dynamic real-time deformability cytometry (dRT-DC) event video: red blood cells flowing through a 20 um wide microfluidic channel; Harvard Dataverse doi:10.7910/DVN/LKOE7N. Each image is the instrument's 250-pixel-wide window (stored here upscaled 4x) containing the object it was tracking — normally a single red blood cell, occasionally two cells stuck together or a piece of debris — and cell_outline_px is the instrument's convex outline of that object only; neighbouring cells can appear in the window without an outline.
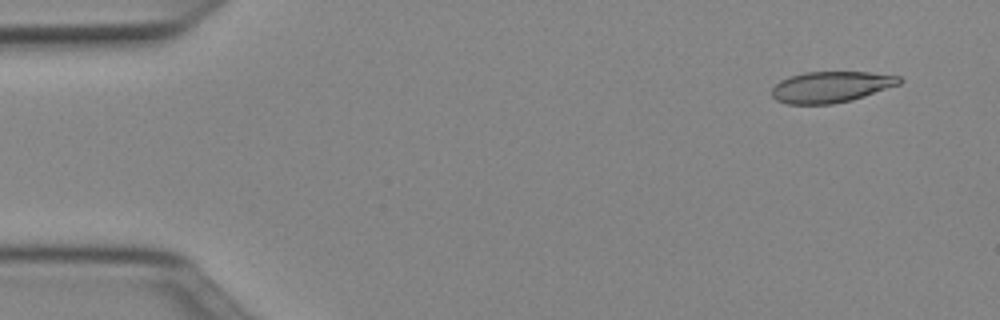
{"species": "Egyptian fruit bat (a non-hibernating species)", "species_latin": "Rousettus aegyptiacus", "temperature_condition": "cold", "stored_images_in_passage": 51, "camera_frame_rate_fps": 3000, "um_per_image_px": 0.085, "animal": {"sex": "female"}, "frame": {"image": 1, "passage_image": 4, "time_ms": 1.0, "image_size_px": [1000, 320], "cell_outline_px": [[904, 80], [900, 84], [852, 100], [832, 104], [788, 104], [776, 100], [772, 96], [772, 88], [780, 80], [788, 76], [804, 72], [868, 72], [900, 76]], "centroid_in_image_um": [70.63, 7.38], "position_along_channel_um": 14.4, "area_um2": 23.18}}
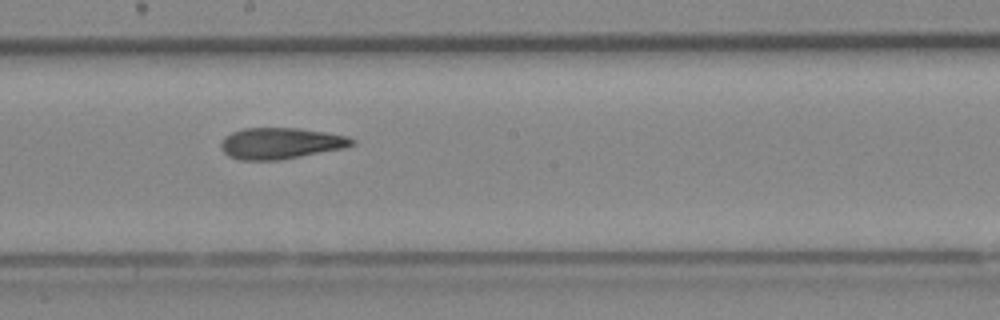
{"frame": {"image": 2, "passage_image": 28, "time_ms": 9.0, "image_size_px": [1000, 320], "cell_outline_px": [[356, 144], [344, 148], [280, 160], [240, 160], [228, 156], [220, 148], [220, 144], [224, 136], [232, 132], [244, 128], [296, 128], [324, 132], [348, 136], [356, 140]], "centroid_in_image_um": [23.85, 12.18], "position_along_channel_um": 224.4, "area_um2": 23.93}}
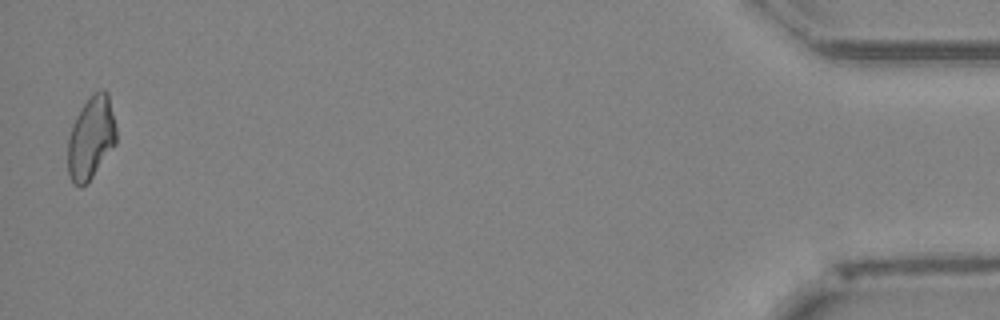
{"frame": {"image": 3, "passage_image": 50, "time_ms": 16.333, "image_size_px": [1000, 320], "cell_outline_px": [[116, 144], [88, 184], [80, 188], [72, 184], [68, 176], [68, 140], [72, 124], [80, 108], [92, 92], [100, 88], [104, 88], [108, 92], [116, 128]], "centroid_in_image_um": [7.73, 11.73], "position_along_channel_um": 427.5, "area_um2": 23.99}, "authors_computed_cell_mechanics": {"area_um2": 23.9292, "velocity_mm_per_s": 4.0127, "shape_relaxation_time_tau1_ms": null, "shape_relaxation_time_tau2_ms": 4.2901, "deformation_change_tau1": null, "deformation_change_tau2": 0.127}}